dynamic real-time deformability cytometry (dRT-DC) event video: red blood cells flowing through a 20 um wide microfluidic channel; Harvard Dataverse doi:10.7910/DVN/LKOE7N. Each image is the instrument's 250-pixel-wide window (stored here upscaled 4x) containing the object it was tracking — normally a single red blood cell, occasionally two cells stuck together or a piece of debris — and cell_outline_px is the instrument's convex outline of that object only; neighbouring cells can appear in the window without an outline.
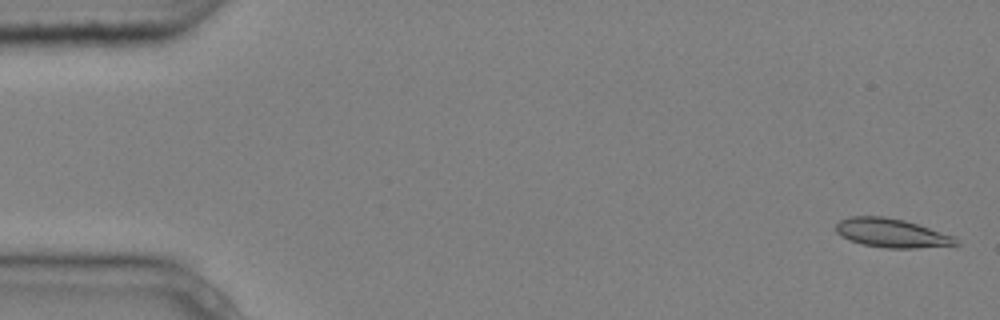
{"species": "common noctule bat (a hibernating species)", "species_latin": "Nyctalus noctula", "temperature_condition": "cold", "stored_images_in_passage": 5, "camera_frame_rate_fps": 3000, "um_per_image_px": 0.085, "animal": {"sex": "male", "body_mass_g": 20.4}, "frame": {"image": 1, "passage_image": 1, "time_ms": 0.0, "image_size_px": [1000, 320], "cell_outline_px": [[960, 244], [916, 248], [888, 248], [864, 244], [840, 236], [836, 232], [836, 224], [840, 220], [852, 216], [884, 216], [904, 220], [952, 236]], "centroid_in_image_um": [75.73, 19.8], "position_along_channel_um": 9.3, "area_um2": 19.71}}
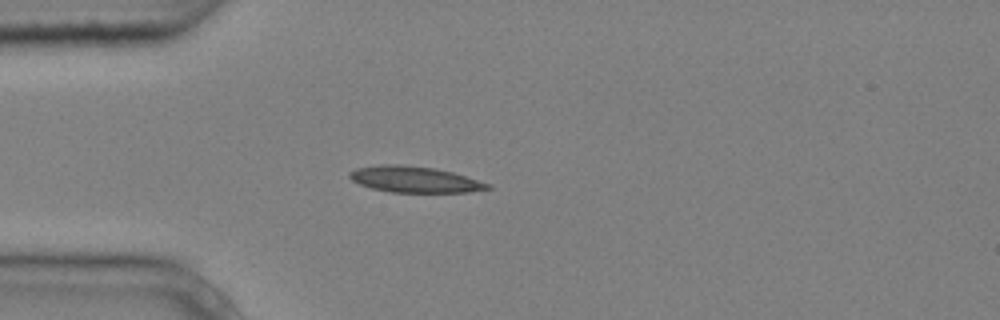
{"frame": {"image": 2, "passage_image": 4, "time_ms": 1.0, "image_size_px": [1000, 320], "cell_outline_px": [[492, 188], [468, 192], [392, 192], [372, 188], [360, 184], [352, 180], [348, 176], [348, 172], [356, 168], [380, 164], [396, 164], [432, 168], [452, 172], [492, 184]], "centroid_in_image_um": [35.23, 15.25], "position_along_channel_um": 49.8, "area_um2": 20.87}}